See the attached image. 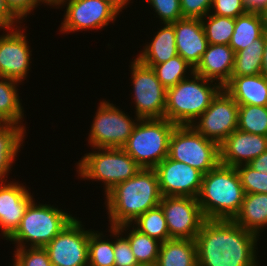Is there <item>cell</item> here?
<instances>
[{"label": "cell", "instance_id": "cell-1", "mask_svg": "<svg viewBox=\"0 0 267 266\" xmlns=\"http://www.w3.org/2000/svg\"><path fill=\"white\" fill-rule=\"evenodd\" d=\"M259 238L233 220H205L196 235L198 266H260Z\"/></svg>", "mask_w": 267, "mask_h": 266}, {"label": "cell", "instance_id": "cell-2", "mask_svg": "<svg viewBox=\"0 0 267 266\" xmlns=\"http://www.w3.org/2000/svg\"><path fill=\"white\" fill-rule=\"evenodd\" d=\"M103 196L108 227L132 224L143 213L158 207L162 198L154 168H141Z\"/></svg>", "mask_w": 267, "mask_h": 266}, {"label": "cell", "instance_id": "cell-3", "mask_svg": "<svg viewBox=\"0 0 267 266\" xmlns=\"http://www.w3.org/2000/svg\"><path fill=\"white\" fill-rule=\"evenodd\" d=\"M244 197L245 191L236 167L219 163L203 175L197 200L206 220H233Z\"/></svg>", "mask_w": 267, "mask_h": 266}, {"label": "cell", "instance_id": "cell-4", "mask_svg": "<svg viewBox=\"0 0 267 266\" xmlns=\"http://www.w3.org/2000/svg\"><path fill=\"white\" fill-rule=\"evenodd\" d=\"M222 89L219 83L193 73L166 89L164 118L175 125H192Z\"/></svg>", "mask_w": 267, "mask_h": 266}, {"label": "cell", "instance_id": "cell-5", "mask_svg": "<svg viewBox=\"0 0 267 266\" xmlns=\"http://www.w3.org/2000/svg\"><path fill=\"white\" fill-rule=\"evenodd\" d=\"M35 199L27 206L19 227L7 239L15 248L45 247L75 218L66 208Z\"/></svg>", "mask_w": 267, "mask_h": 266}, {"label": "cell", "instance_id": "cell-6", "mask_svg": "<svg viewBox=\"0 0 267 266\" xmlns=\"http://www.w3.org/2000/svg\"><path fill=\"white\" fill-rule=\"evenodd\" d=\"M78 179L101 182L104 195L132 178L141 167L123 148H92L76 162Z\"/></svg>", "mask_w": 267, "mask_h": 266}, {"label": "cell", "instance_id": "cell-7", "mask_svg": "<svg viewBox=\"0 0 267 266\" xmlns=\"http://www.w3.org/2000/svg\"><path fill=\"white\" fill-rule=\"evenodd\" d=\"M175 126L166 118L140 119L122 148L141 168H155L168 157L169 139Z\"/></svg>", "mask_w": 267, "mask_h": 266}, {"label": "cell", "instance_id": "cell-8", "mask_svg": "<svg viewBox=\"0 0 267 266\" xmlns=\"http://www.w3.org/2000/svg\"><path fill=\"white\" fill-rule=\"evenodd\" d=\"M168 158L183 162L204 175L220 163L219 145L191 125H176L169 139Z\"/></svg>", "mask_w": 267, "mask_h": 266}, {"label": "cell", "instance_id": "cell-9", "mask_svg": "<svg viewBox=\"0 0 267 266\" xmlns=\"http://www.w3.org/2000/svg\"><path fill=\"white\" fill-rule=\"evenodd\" d=\"M88 133V146L92 148H122L128 141L136 124L137 116L128 115L110 100L101 99Z\"/></svg>", "mask_w": 267, "mask_h": 266}, {"label": "cell", "instance_id": "cell-10", "mask_svg": "<svg viewBox=\"0 0 267 266\" xmlns=\"http://www.w3.org/2000/svg\"><path fill=\"white\" fill-rule=\"evenodd\" d=\"M52 7V9L66 8L62 10L63 21L58 28L61 34L66 35L79 31H101L111 23L114 25L120 17L107 0H54Z\"/></svg>", "mask_w": 267, "mask_h": 266}, {"label": "cell", "instance_id": "cell-11", "mask_svg": "<svg viewBox=\"0 0 267 266\" xmlns=\"http://www.w3.org/2000/svg\"><path fill=\"white\" fill-rule=\"evenodd\" d=\"M132 60L128 66L131 69L129 71L133 90L130 93L135 116L139 119L164 118L166 88L157 79L152 67L143 64L136 57Z\"/></svg>", "mask_w": 267, "mask_h": 266}, {"label": "cell", "instance_id": "cell-12", "mask_svg": "<svg viewBox=\"0 0 267 266\" xmlns=\"http://www.w3.org/2000/svg\"><path fill=\"white\" fill-rule=\"evenodd\" d=\"M84 224L76 216L44 247L52 266H88L89 234L94 229Z\"/></svg>", "mask_w": 267, "mask_h": 266}, {"label": "cell", "instance_id": "cell-13", "mask_svg": "<svg viewBox=\"0 0 267 266\" xmlns=\"http://www.w3.org/2000/svg\"><path fill=\"white\" fill-rule=\"evenodd\" d=\"M238 109V103L223 88L191 126L220 145L237 129Z\"/></svg>", "mask_w": 267, "mask_h": 266}, {"label": "cell", "instance_id": "cell-14", "mask_svg": "<svg viewBox=\"0 0 267 266\" xmlns=\"http://www.w3.org/2000/svg\"><path fill=\"white\" fill-rule=\"evenodd\" d=\"M23 27L27 28L24 24L4 29L0 35V76L22 84L28 78L32 63V50Z\"/></svg>", "mask_w": 267, "mask_h": 266}, {"label": "cell", "instance_id": "cell-15", "mask_svg": "<svg viewBox=\"0 0 267 266\" xmlns=\"http://www.w3.org/2000/svg\"><path fill=\"white\" fill-rule=\"evenodd\" d=\"M159 206L163 210L170 238L195 240L206 220L197 198L162 197Z\"/></svg>", "mask_w": 267, "mask_h": 266}, {"label": "cell", "instance_id": "cell-16", "mask_svg": "<svg viewBox=\"0 0 267 266\" xmlns=\"http://www.w3.org/2000/svg\"><path fill=\"white\" fill-rule=\"evenodd\" d=\"M162 197L186 196L197 198L203 174L197 169L166 157L155 168Z\"/></svg>", "mask_w": 267, "mask_h": 266}, {"label": "cell", "instance_id": "cell-17", "mask_svg": "<svg viewBox=\"0 0 267 266\" xmlns=\"http://www.w3.org/2000/svg\"><path fill=\"white\" fill-rule=\"evenodd\" d=\"M8 181H0V235L6 240L19 227L27 206L34 199V192L31 193L25 183Z\"/></svg>", "mask_w": 267, "mask_h": 266}, {"label": "cell", "instance_id": "cell-18", "mask_svg": "<svg viewBox=\"0 0 267 266\" xmlns=\"http://www.w3.org/2000/svg\"><path fill=\"white\" fill-rule=\"evenodd\" d=\"M267 150V137L236 129L220 145V164L237 167L249 164Z\"/></svg>", "mask_w": 267, "mask_h": 266}, {"label": "cell", "instance_id": "cell-19", "mask_svg": "<svg viewBox=\"0 0 267 266\" xmlns=\"http://www.w3.org/2000/svg\"><path fill=\"white\" fill-rule=\"evenodd\" d=\"M174 30L178 55L195 68L209 45L201 19L183 17Z\"/></svg>", "mask_w": 267, "mask_h": 266}, {"label": "cell", "instance_id": "cell-20", "mask_svg": "<svg viewBox=\"0 0 267 266\" xmlns=\"http://www.w3.org/2000/svg\"><path fill=\"white\" fill-rule=\"evenodd\" d=\"M235 52L229 45L209 44L194 73L224 87L231 80Z\"/></svg>", "mask_w": 267, "mask_h": 266}, {"label": "cell", "instance_id": "cell-21", "mask_svg": "<svg viewBox=\"0 0 267 266\" xmlns=\"http://www.w3.org/2000/svg\"><path fill=\"white\" fill-rule=\"evenodd\" d=\"M223 88L238 105L267 106V78L262 74L231 76Z\"/></svg>", "mask_w": 267, "mask_h": 266}, {"label": "cell", "instance_id": "cell-22", "mask_svg": "<svg viewBox=\"0 0 267 266\" xmlns=\"http://www.w3.org/2000/svg\"><path fill=\"white\" fill-rule=\"evenodd\" d=\"M158 31L153 32L150 42H145L137 59L143 64H161L178 55L174 23L161 24Z\"/></svg>", "mask_w": 267, "mask_h": 266}, {"label": "cell", "instance_id": "cell-23", "mask_svg": "<svg viewBox=\"0 0 267 266\" xmlns=\"http://www.w3.org/2000/svg\"><path fill=\"white\" fill-rule=\"evenodd\" d=\"M26 130L15 123H0V181L9 179L16 157L24 146Z\"/></svg>", "mask_w": 267, "mask_h": 266}, {"label": "cell", "instance_id": "cell-24", "mask_svg": "<svg viewBox=\"0 0 267 266\" xmlns=\"http://www.w3.org/2000/svg\"><path fill=\"white\" fill-rule=\"evenodd\" d=\"M233 221L261 237L262 232L267 229V194H245L241 209Z\"/></svg>", "mask_w": 267, "mask_h": 266}, {"label": "cell", "instance_id": "cell-25", "mask_svg": "<svg viewBox=\"0 0 267 266\" xmlns=\"http://www.w3.org/2000/svg\"><path fill=\"white\" fill-rule=\"evenodd\" d=\"M156 266H198L195 240L171 238L161 243Z\"/></svg>", "mask_w": 267, "mask_h": 266}, {"label": "cell", "instance_id": "cell-26", "mask_svg": "<svg viewBox=\"0 0 267 266\" xmlns=\"http://www.w3.org/2000/svg\"><path fill=\"white\" fill-rule=\"evenodd\" d=\"M22 83L0 76V123H15L27 128L24 107L19 96Z\"/></svg>", "mask_w": 267, "mask_h": 266}, {"label": "cell", "instance_id": "cell-27", "mask_svg": "<svg viewBox=\"0 0 267 266\" xmlns=\"http://www.w3.org/2000/svg\"><path fill=\"white\" fill-rule=\"evenodd\" d=\"M129 241L139 265L156 266L161 242L141 233L132 224L116 227Z\"/></svg>", "mask_w": 267, "mask_h": 266}, {"label": "cell", "instance_id": "cell-28", "mask_svg": "<svg viewBox=\"0 0 267 266\" xmlns=\"http://www.w3.org/2000/svg\"><path fill=\"white\" fill-rule=\"evenodd\" d=\"M265 32L260 13L247 12L235 19L234 32L229 46L236 53L259 39Z\"/></svg>", "mask_w": 267, "mask_h": 266}, {"label": "cell", "instance_id": "cell-29", "mask_svg": "<svg viewBox=\"0 0 267 266\" xmlns=\"http://www.w3.org/2000/svg\"><path fill=\"white\" fill-rule=\"evenodd\" d=\"M108 229L110 235L98 230L89 234L88 266H114V227Z\"/></svg>", "mask_w": 267, "mask_h": 266}, {"label": "cell", "instance_id": "cell-30", "mask_svg": "<svg viewBox=\"0 0 267 266\" xmlns=\"http://www.w3.org/2000/svg\"><path fill=\"white\" fill-rule=\"evenodd\" d=\"M265 33L254 40L246 48L237 51L231 76H247L261 74Z\"/></svg>", "mask_w": 267, "mask_h": 266}, {"label": "cell", "instance_id": "cell-31", "mask_svg": "<svg viewBox=\"0 0 267 266\" xmlns=\"http://www.w3.org/2000/svg\"><path fill=\"white\" fill-rule=\"evenodd\" d=\"M152 67L157 79L166 88H171L190 77L194 73V67L185 61L180 55H176L167 62L161 64H145Z\"/></svg>", "mask_w": 267, "mask_h": 266}, {"label": "cell", "instance_id": "cell-32", "mask_svg": "<svg viewBox=\"0 0 267 266\" xmlns=\"http://www.w3.org/2000/svg\"><path fill=\"white\" fill-rule=\"evenodd\" d=\"M132 225L141 233L161 243L171 239L167 229L166 219L160 206L140 215Z\"/></svg>", "mask_w": 267, "mask_h": 266}, {"label": "cell", "instance_id": "cell-33", "mask_svg": "<svg viewBox=\"0 0 267 266\" xmlns=\"http://www.w3.org/2000/svg\"><path fill=\"white\" fill-rule=\"evenodd\" d=\"M209 44L229 45L235 27V18L207 14L201 19Z\"/></svg>", "mask_w": 267, "mask_h": 266}, {"label": "cell", "instance_id": "cell-34", "mask_svg": "<svg viewBox=\"0 0 267 266\" xmlns=\"http://www.w3.org/2000/svg\"><path fill=\"white\" fill-rule=\"evenodd\" d=\"M237 129L267 137V106L239 105Z\"/></svg>", "mask_w": 267, "mask_h": 266}, {"label": "cell", "instance_id": "cell-35", "mask_svg": "<svg viewBox=\"0 0 267 266\" xmlns=\"http://www.w3.org/2000/svg\"><path fill=\"white\" fill-rule=\"evenodd\" d=\"M15 249H13L12 266H52L48 252L44 247Z\"/></svg>", "mask_w": 267, "mask_h": 266}, {"label": "cell", "instance_id": "cell-36", "mask_svg": "<svg viewBox=\"0 0 267 266\" xmlns=\"http://www.w3.org/2000/svg\"><path fill=\"white\" fill-rule=\"evenodd\" d=\"M240 176L241 184L245 194L266 193L267 194V173H259L248 164L236 167Z\"/></svg>", "mask_w": 267, "mask_h": 266}, {"label": "cell", "instance_id": "cell-37", "mask_svg": "<svg viewBox=\"0 0 267 266\" xmlns=\"http://www.w3.org/2000/svg\"><path fill=\"white\" fill-rule=\"evenodd\" d=\"M150 5V9L156 13V18L160 24L175 23L183 18L180 0H144Z\"/></svg>", "mask_w": 267, "mask_h": 266}, {"label": "cell", "instance_id": "cell-38", "mask_svg": "<svg viewBox=\"0 0 267 266\" xmlns=\"http://www.w3.org/2000/svg\"><path fill=\"white\" fill-rule=\"evenodd\" d=\"M114 266H138L128 239L114 227Z\"/></svg>", "mask_w": 267, "mask_h": 266}, {"label": "cell", "instance_id": "cell-39", "mask_svg": "<svg viewBox=\"0 0 267 266\" xmlns=\"http://www.w3.org/2000/svg\"><path fill=\"white\" fill-rule=\"evenodd\" d=\"M10 13L23 24L27 16L41 5L46 4L47 7L52 8V2L50 0H4ZM24 20V21H23Z\"/></svg>", "mask_w": 267, "mask_h": 266}, {"label": "cell", "instance_id": "cell-40", "mask_svg": "<svg viewBox=\"0 0 267 266\" xmlns=\"http://www.w3.org/2000/svg\"><path fill=\"white\" fill-rule=\"evenodd\" d=\"M247 13L243 0H213L210 14L237 18Z\"/></svg>", "mask_w": 267, "mask_h": 266}, {"label": "cell", "instance_id": "cell-41", "mask_svg": "<svg viewBox=\"0 0 267 266\" xmlns=\"http://www.w3.org/2000/svg\"><path fill=\"white\" fill-rule=\"evenodd\" d=\"M213 0H180L184 18L202 19L210 13Z\"/></svg>", "mask_w": 267, "mask_h": 266}, {"label": "cell", "instance_id": "cell-42", "mask_svg": "<svg viewBox=\"0 0 267 266\" xmlns=\"http://www.w3.org/2000/svg\"><path fill=\"white\" fill-rule=\"evenodd\" d=\"M21 23L10 13L5 1L0 0V31L20 26Z\"/></svg>", "mask_w": 267, "mask_h": 266}, {"label": "cell", "instance_id": "cell-43", "mask_svg": "<svg viewBox=\"0 0 267 266\" xmlns=\"http://www.w3.org/2000/svg\"><path fill=\"white\" fill-rule=\"evenodd\" d=\"M248 165L259 173H267V150L253 159Z\"/></svg>", "mask_w": 267, "mask_h": 266}, {"label": "cell", "instance_id": "cell-44", "mask_svg": "<svg viewBox=\"0 0 267 266\" xmlns=\"http://www.w3.org/2000/svg\"><path fill=\"white\" fill-rule=\"evenodd\" d=\"M247 12L260 13L266 6L267 0H243Z\"/></svg>", "mask_w": 267, "mask_h": 266}, {"label": "cell", "instance_id": "cell-45", "mask_svg": "<svg viewBox=\"0 0 267 266\" xmlns=\"http://www.w3.org/2000/svg\"><path fill=\"white\" fill-rule=\"evenodd\" d=\"M115 9L118 13L122 14V10L125 8L127 9V5L130 3H133L132 0H107ZM132 1V2H131Z\"/></svg>", "mask_w": 267, "mask_h": 266}, {"label": "cell", "instance_id": "cell-46", "mask_svg": "<svg viewBox=\"0 0 267 266\" xmlns=\"http://www.w3.org/2000/svg\"><path fill=\"white\" fill-rule=\"evenodd\" d=\"M262 65H261V74L267 78V31L265 32V43L263 51Z\"/></svg>", "mask_w": 267, "mask_h": 266}, {"label": "cell", "instance_id": "cell-47", "mask_svg": "<svg viewBox=\"0 0 267 266\" xmlns=\"http://www.w3.org/2000/svg\"><path fill=\"white\" fill-rule=\"evenodd\" d=\"M260 16L267 31V6L260 12Z\"/></svg>", "mask_w": 267, "mask_h": 266}]
</instances>
